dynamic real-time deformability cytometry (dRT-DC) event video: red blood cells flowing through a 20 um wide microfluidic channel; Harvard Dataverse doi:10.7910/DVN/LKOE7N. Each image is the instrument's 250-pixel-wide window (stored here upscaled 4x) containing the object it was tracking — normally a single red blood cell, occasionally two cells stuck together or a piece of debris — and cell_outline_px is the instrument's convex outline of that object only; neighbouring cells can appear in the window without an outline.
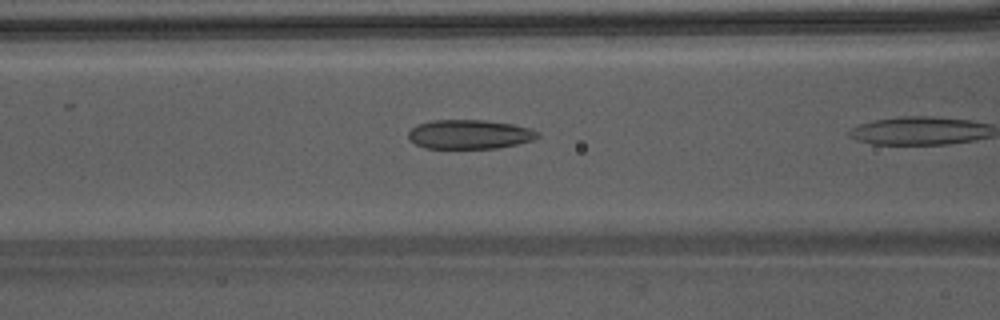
{"species": "Egyptian fruit bat (a non-hibernating species)", "species_latin": "Rousettus aegyptiacus", "temperature_condition": "warm", "stored_images_in_passage": 7, "camera_frame_rate_fps": 3000, "um_per_image_px": 0.085, "animal": {"sex": "male"}, "frame": {"image": 1, "passage_image": 6, "time_ms": 1.667, "image_size_px": [1000, 320], "cell_outline_px": [[540, 136], [532, 140], [516, 144], [496, 148], [424, 148], [408, 140], [408, 132], [416, 124], [432, 120], [484, 120], [512, 124], [528, 128], [540, 132]], "centroid_in_image_um": [39.87, 11.41], "position_along_channel_um": 126.7, "area_um2": 22.02}}